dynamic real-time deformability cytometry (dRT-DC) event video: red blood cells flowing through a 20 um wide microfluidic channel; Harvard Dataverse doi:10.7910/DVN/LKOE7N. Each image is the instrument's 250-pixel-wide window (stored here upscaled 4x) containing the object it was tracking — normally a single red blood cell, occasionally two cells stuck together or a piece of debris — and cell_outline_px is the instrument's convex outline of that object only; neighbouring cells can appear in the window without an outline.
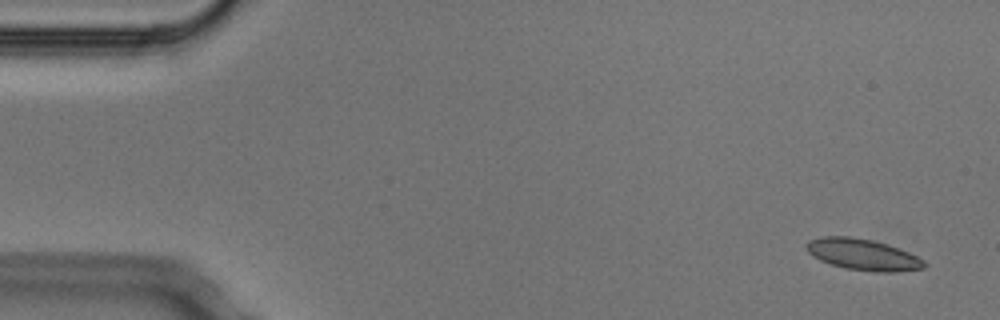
{"species": "Egyptian fruit bat (a non-hibernating species)", "species_latin": "Rousettus aegyptiacus", "temperature_condition": "cold", "stored_images_in_passage": 7, "camera_frame_rate_fps": 3000, "um_per_image_px": 0.085, "animal": {"sex": "male"}, "frame": {"image": 1, "passage_image": 1, "time_ms": 0.0, "image_size_px": [1000, 320], "cell_outline_px": [[928, 264], [924, 268], [892, 272], [876, 272], [844, 268], [820, 260], [812, 256], [808, 252], [804, 244], [808, 240], [820, 236], [852, 236], [872, 240], [888, 244], [900, 248], [924, 260]], "centroid_in_image_um": [73.32, 21.62], "position_along_channel_um": 11.7, "area_um2": 21.68}}
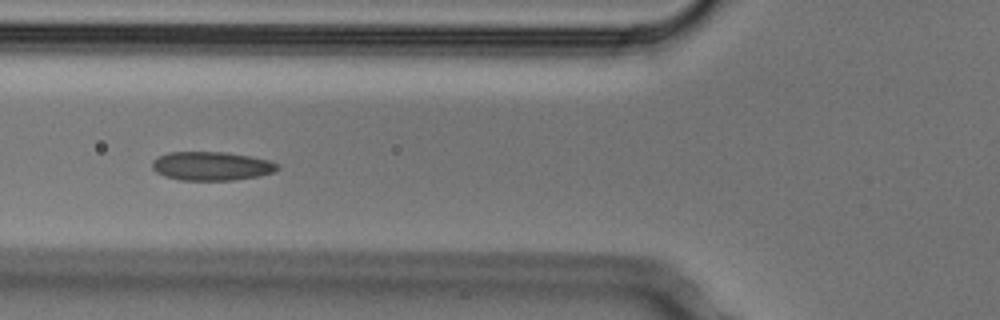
{"frame": {"image": 2, "passage_image": 6, "time_ms": 1.667, "image_size_px": [1000, 320], "cell_outline_px": [[280, 168], [276, 172], [260, 176], [232, 180], [180, 180], [164, 176], [156, 172], [152, 168], [152, 160], [156, 156], [168, 152], [228, 152], [272, 160], [280, 164]], "centroid_in_image_um": [18.01, 14.11], "position_along_channel_um": 107.8, "area_um2": 21.44}}
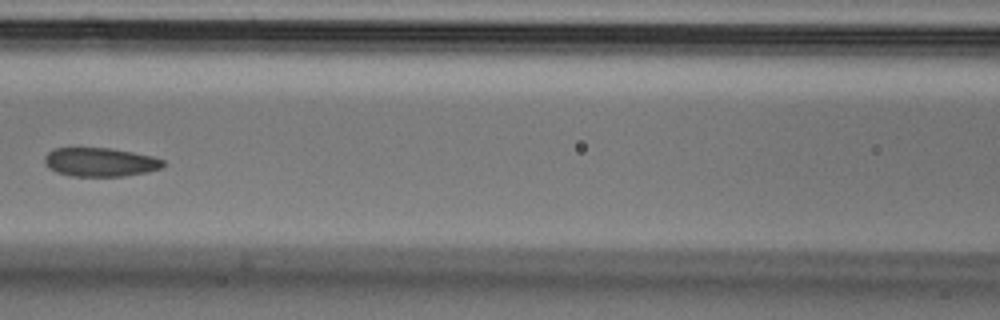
{"frame": {"image": 3, "passage_image": 7, "time_ms": 2.0, "image_size_px": [1000, 320], "cell_outline_px": [[164, 168], [148, 172], [124, 176], [72, 176], [56, 172], [48, 168], [44, 164], [44, 156], [52, 148], [112, 148], [152, 156], [164, 160]], "centroid_in_image_um": [8.51, 13.78], "position_along_channel_um": 158.1, "area_um2": 20.11}}